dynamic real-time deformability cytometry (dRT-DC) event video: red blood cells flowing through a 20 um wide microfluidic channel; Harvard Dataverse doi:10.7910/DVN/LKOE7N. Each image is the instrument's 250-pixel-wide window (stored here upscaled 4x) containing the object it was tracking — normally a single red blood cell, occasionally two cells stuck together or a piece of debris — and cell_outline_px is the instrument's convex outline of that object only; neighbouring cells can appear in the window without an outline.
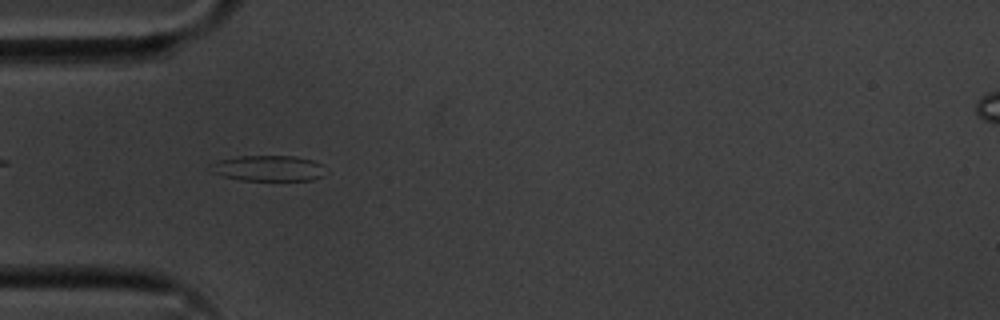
{"species": "common noctule bat (a hibernating species)", "species_latin": "Nyctalus noctula", "temperature_condition": "cold", "stored_images_in_passage": 43, "camera_frame_rate_fps": 3000, "um_per_image_px": 0.085, "animal": {"sex": "male", "body_mass_g": 20.1, "forearm_length_mm": 53.5}, "frame": {"image": 1, "passage_image": 4, "time_ms": 1.0, "image_size_px": [1000, 320], "cell_outline_px": [[324, 176], [312, 180], [240, 180], [224, 176], [212, 172], [208, 164], [216, 160], [236, 156], [296, 156], [312, 160], [324, 164]], "centroid_in_image_um": [22.8, 14.29], "position_along_channel_um": 62.2, "area_um2": 17.46}}
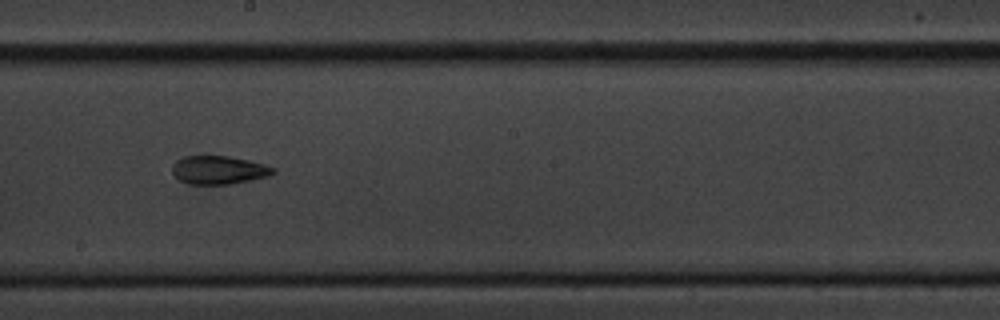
{"frame": {"image": 2, "passage_image": 18, "time_ms": 5.667, "image_size_px": [1000, 320], "cell_outline_px": [[276, 172], [268, 176], [232, 184], [188, 184], [180, 180], [172, 172], [172, 164], [176, 160], [184, 156], [228, 156], [248, 160], [264, 164], [276, 168]], "centroid_in_image_um": [18.59, 14.45], "position_along_channel_um": 229.6, "area_um2": 16.7}}
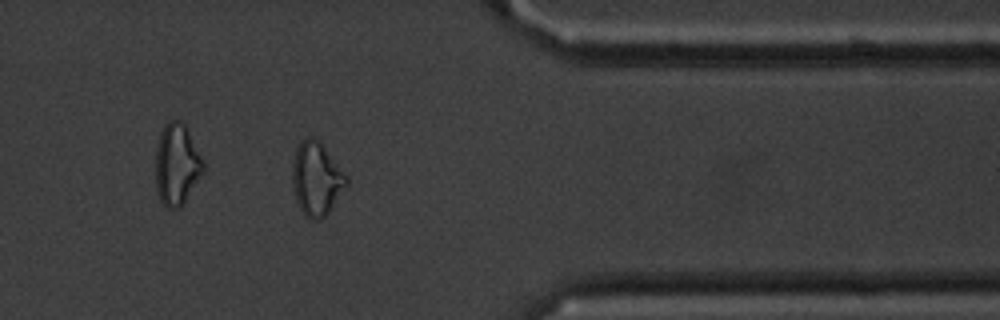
{"frame": {"image": 3, "passage_image": 32, "time_ms": 10.333, "image_size_px": [1000, 320], "cell_outline_px": [[348, 184], [328, 212], [320, 220], [308, 220], [304, 216], [296, 200], [292, 184], [292, 164], [296, 148], [300, 140], [308, 136], [312, 136], [320, 140], [348, 176]], "centroid_in_image_um": [26.89, 15.17], "position_along_channel_um": 384.5, "area_um2": 23.52}, "authors_computed_cell_mechanics": {"area_um2": 17.1666, "velocity_mm_per_s": 3.6092, "shape_relaxation_time_tau1_ms": null, "shape_relaxation_time_tau2_ms": 2.6232, "deformation_change_tau1": null, "deformation_change_tau2": 0.1033}}